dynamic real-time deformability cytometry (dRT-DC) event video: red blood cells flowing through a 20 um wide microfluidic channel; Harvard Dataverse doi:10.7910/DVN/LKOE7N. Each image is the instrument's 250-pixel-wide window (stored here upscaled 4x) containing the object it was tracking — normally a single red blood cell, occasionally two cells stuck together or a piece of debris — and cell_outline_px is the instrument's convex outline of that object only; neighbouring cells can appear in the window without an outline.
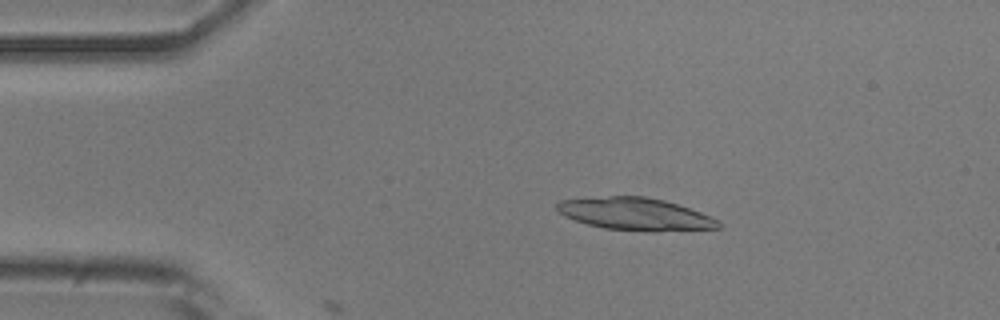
{"species": "common noctule bat (a hibernating species)", "species_latin": "Nyctalus noctula", "temperature_condition": "room temperature", "stored_images_in_passage": 17, "camera_frame_rate_fps": 3000, "um_per_image_px": 0.085, "animal": {"sex": "male", "body_mass_g": 20.5, "forearm_length_mm": 52.5}, "frame": {"image": 1, "passage_image": 10, "time_ms": 3.0, "image_size_px": [1000, 320], "cell_outline_px": [[724, 228], [656, 232], [648, 232], [604, 228], [588, 224], [564, 216], [556, 208], [556, 204], [560, 200], [608, 196], [644, 196], [664, 200], [700, 212], [720, 220], [724, 224]], "centroid_in_image_um": [54.07, 18.21], "position_along_channel_um": 30.9, "area_um2": 30.75}}